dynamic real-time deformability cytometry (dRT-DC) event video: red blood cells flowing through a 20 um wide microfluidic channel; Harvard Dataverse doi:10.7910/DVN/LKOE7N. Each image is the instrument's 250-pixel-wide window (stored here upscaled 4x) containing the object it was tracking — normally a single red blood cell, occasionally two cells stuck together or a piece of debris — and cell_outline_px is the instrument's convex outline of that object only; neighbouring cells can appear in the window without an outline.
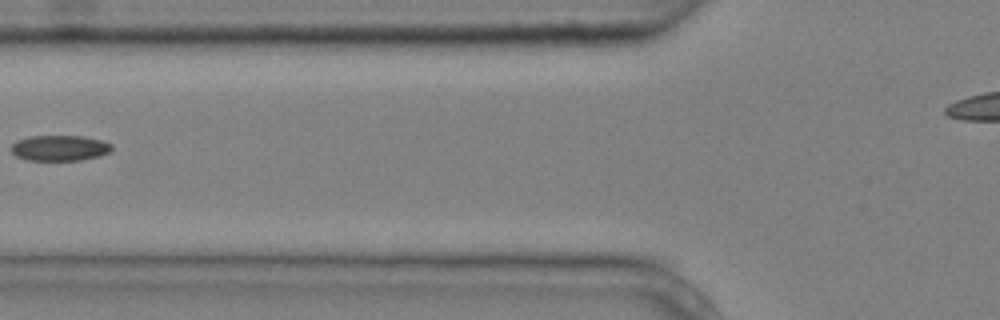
{"species": "common noctule bat (a hibernating species)", "species_latin": "Nyctalus noctula", "temperature_condition": "cold", "stored_images_in_passage": 6, "segment_of_instrument_passage": [2, 2], "camera_frame_rate_fps": 3000, "um_per_image_px": 0.085, "animal": {"sex": "male", "body_mass_g": 20.4}, "frame": {"image": 1, "passage_image": 6, "time_ms": 1.667, "image_size_px": [1000, 320], "cell_outline_px": [[112, 148], [108, 152], [100, 156], [80, 160], [28, 160], [16, 156], [12, 152], [12, 144], [16, 140], [28, 136], [84, 136], [100, 140], [112, 144]], "centroid_in_image_um": [5.06, 12.57], "position_along_channel_um": 120.7, "area_um2": 14.97}}